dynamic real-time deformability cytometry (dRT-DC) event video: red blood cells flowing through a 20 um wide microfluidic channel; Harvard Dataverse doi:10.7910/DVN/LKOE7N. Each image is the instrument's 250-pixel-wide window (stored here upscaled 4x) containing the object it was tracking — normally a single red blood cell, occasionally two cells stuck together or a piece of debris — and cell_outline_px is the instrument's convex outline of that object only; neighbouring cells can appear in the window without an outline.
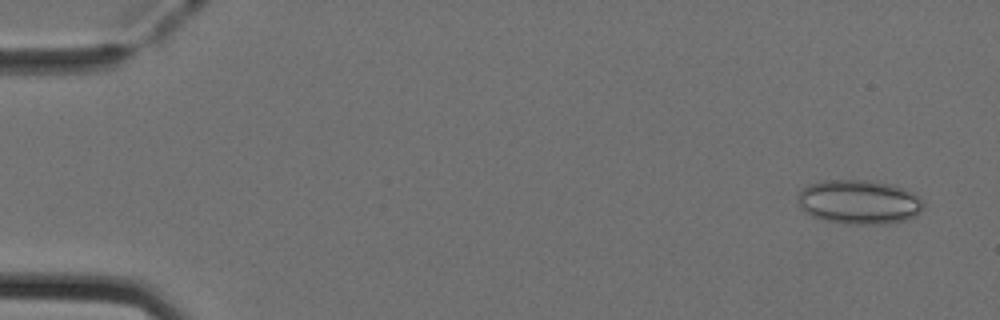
{"species": "Egyptian fruit bat (a non-hibernating species)", "species_latin": "Rousettus aegyptiacus", "temperature_condition": "cold", "stored_images_in_passage": 51, "camera_frame_rate_fps": 3000, "um_per_image_px": 0.085, "animal": {"sex": "female"}, "frame": {"image": 1, "passage_image": 3, "time_ms": 0.667, "image_size_px": [1000, 320], "cell_outline_px": [[924, 204], [916, 216], [904, 220], [884, 224], [844, 224], [824, 220], [812, 216], [804, 212], [800, 208], [800, 188], [808, 184], [820, 180], [868, 180], [892, 184], [912, 192], [920, 196]], "centroid_in_image_um": [73.01, 17.16], "position_along_channel_um": 12.0, "area_um2": 32.6}}
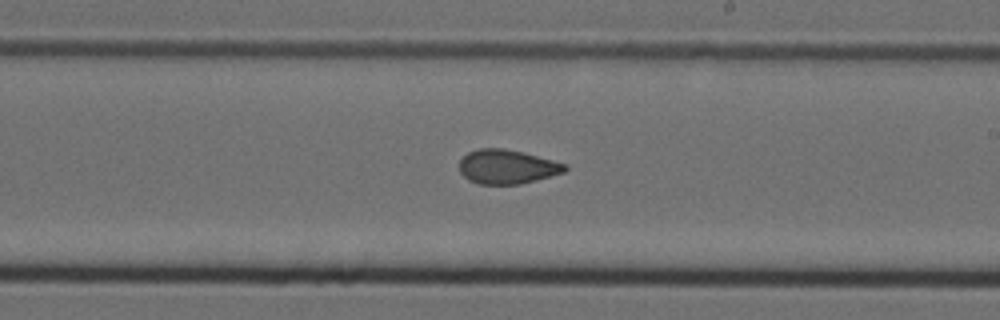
{"frame": {"image": 2, "passage_image": 30, "time_ms": 9.667, "image_size_px": [1000, 320], "cell_outline_px": [[568, 168], [564, 172], [536, 180], [520, 184], [480, 184], [468, 180], [460, 172], [460, 160], [468, 152], [480, 148], [504, 148], [524, 152], [568, 164]], "centroid_in_image_um": [43.12, 14.17], "position_along_channel_um": 245.9, "area_um2": 21.1}}
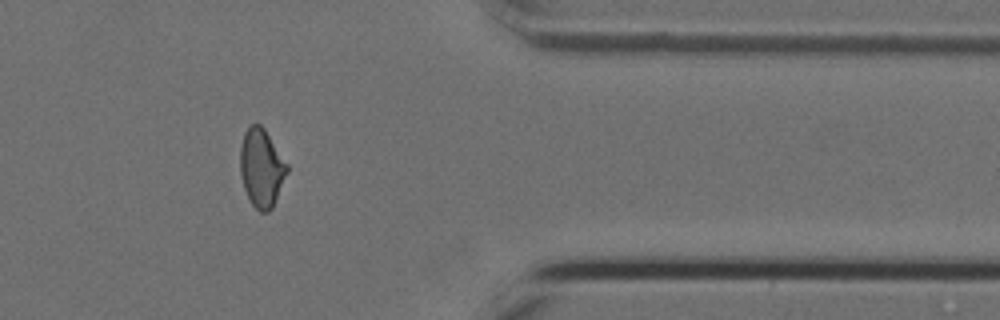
{"frame": {"image": 3, "passage_image": 42, "time_ms": 13.667, "image_size_px": [1000, 320], "cell_outline_px": [[288, 172], [272, 208], [268, 212], [260, 212], [252, 204], [244, 188], [240, 172], [240, 148], [244, 132], [252, 124], [260, 124], [264, 128], [288, 164]], "centroid_in_image_um": [22.23, 14.27], "position_along_channel_um": 389.2, "area_um2": 21.27}, "authors_computed_cell_mechanics": {"area_um2": 21.8484, "velocity_mm_per_s": 4.0107, "shape_relaxation_time_tau1_ms": null, "shape_relaxation_time_tau2_ms": 1.7909, "deformation_change_tau1": null, "deformation_change_tau2": 0.0598}}